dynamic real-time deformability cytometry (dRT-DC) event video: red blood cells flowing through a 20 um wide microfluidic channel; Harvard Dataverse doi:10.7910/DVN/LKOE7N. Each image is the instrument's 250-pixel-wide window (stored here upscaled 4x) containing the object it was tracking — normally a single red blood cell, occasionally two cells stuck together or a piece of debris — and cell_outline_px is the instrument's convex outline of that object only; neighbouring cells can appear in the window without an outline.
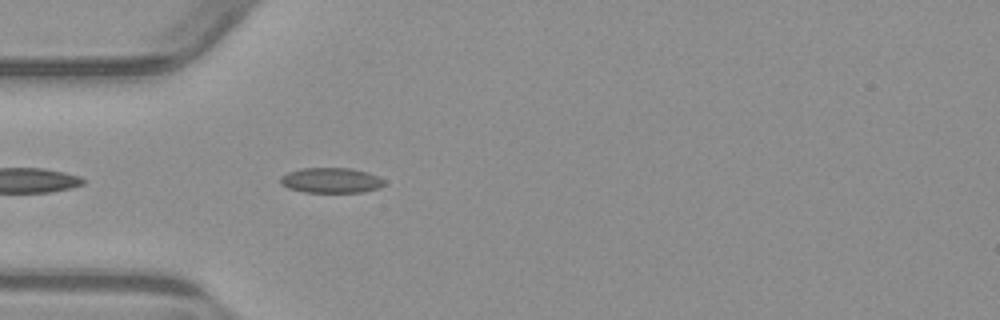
{"species": "common noctule bat (a hibernating species)", "species_latin": "Nyctalus noctula", "temperature_condition": "warm", "stored_images_in_passage": 19, "camera_frame_rate_fps": 3000, "um_per_image_px": 0.085, "animal": {"sex": "male", "body_mass_g": 23.1, "forearm_length_mm": 52.7}, "frame": {"image": 1, "passage_image": 3, "time_ms": 0.667, "image_size_px": [1000, 320], "cell_outline_px": [[384, 184], [380, 188], [364, 192], [304, 192], [288, 188], [280, 184], [280, 176], [288, 172], [300, 168], [352, 168], [368, 172], [384, 180]], "centroid_in_image_um": [28.12, 15.33], "position_along_channel_um": 56.9, "area_um2": 15.37}}
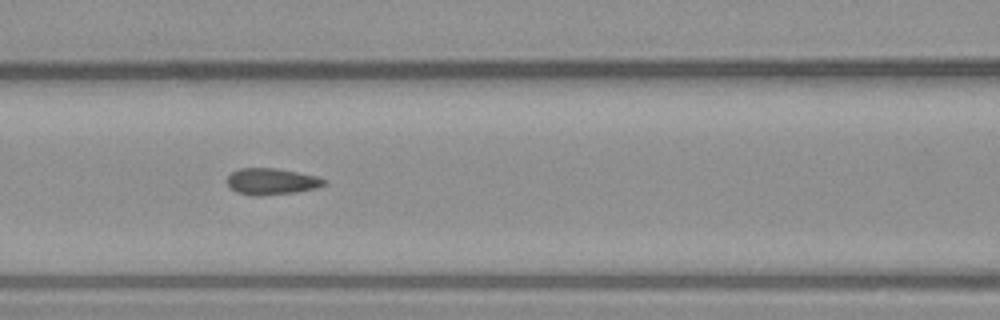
{"frame": {"image": 2, "passage_image": 10, "time_ms": 3.0, "image_size_px": [1000, 320], "cell_outline_px": [[328, 184], [316, 188], [296, 192], [260, 196], [256, 196], [236, 192], [228, 184], [228, 176], [232, 172], [240, 168], [276, 168], [316, 176], [328, 180]], "centroid_in_image_um": [23.12, 15.43], "position_along_channel_um": 143.5, "area_um2": 14.91}}
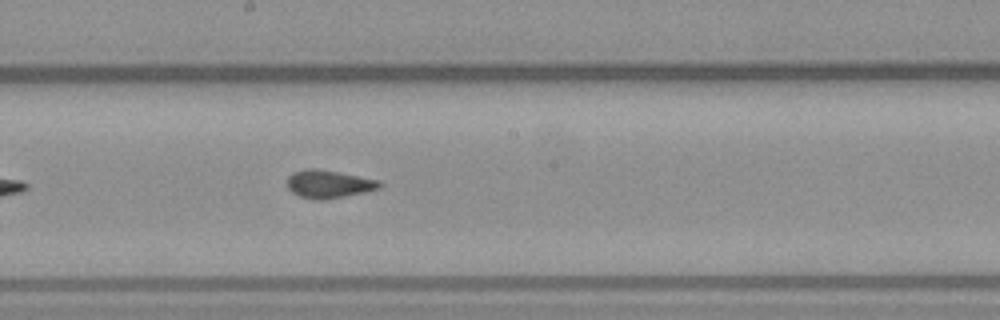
{"frame": {"image": 3, "passage_image": 16, "time_ms": 5.0, "image_size_px": [1000, 320], "cell_outline_px": [[384, 184], [380, 188], [364, 192], [324, 200], [316, 200], [300, 196], [292, 192], [288, 188], [288, 176], [292, 172], [304, 168], [316, 168], [380, 180]], "centroid_in_image_um": [27.94, 15.63], "position_along_channel_um": 220.3, "area_um2": 15.09}}